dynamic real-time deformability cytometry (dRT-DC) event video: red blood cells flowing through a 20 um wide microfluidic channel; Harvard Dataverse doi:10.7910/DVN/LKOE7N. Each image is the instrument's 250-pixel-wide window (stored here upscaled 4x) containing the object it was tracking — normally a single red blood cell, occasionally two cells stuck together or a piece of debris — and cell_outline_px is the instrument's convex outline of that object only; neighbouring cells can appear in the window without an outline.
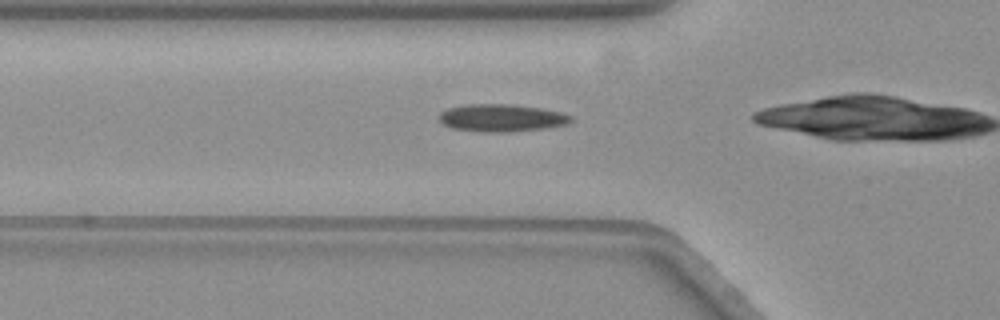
{"species": "common noctule bat (a hibernating species)", "species_latin": "Nyctalus noctula", "temperature_condition": "warm", "stored_images_in_passage": 41, "camera_frame_rate_fps": 3000, "um_per_image_px": 0.085, "animal": {"sex": "female", "body_mass_g": 19.3, "forearm_length_mm": 54.1}, "frame": {"image": 1, "passage_image": 15, "time_ms": 4.667, "image_size_px": [1000, 320], "cell_outline_px": [[572, 120], [568, 124], [544, 128], [504, 132], [480, 132], [452, 128], [440, 124], [440, 112], [448, 108], [464, 104], [508, 104], [540, 108], [560, 112], [572, 116]], "centroid_in_image_um": [42.59, 10.02], "position_along_channel_um": 83.2, "area_um2": 21.1}}
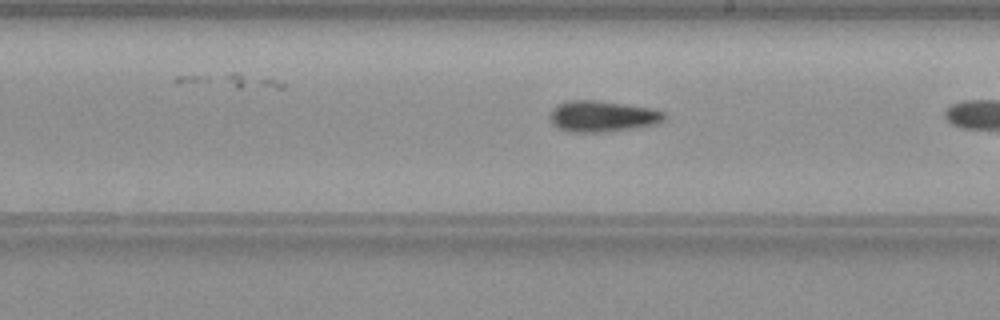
{"frame": {"image": 2, "passage_image": 28, "time_ms": 9.0, "image_size_px": [1000, 320], "cell_outline_px": [[664, 116], [660, 120], [652, 124], [632, 128], [608, 132], [568, 132], [552, 124], [552, 108], [556, 104], [568, 100], [592, 100], [624, 104], [648, 108], [664, 112]], "centroid_in_image_um": [51.12, 9.88], "position_along_channel_um": 237.9, "area_um2": 20.23}}